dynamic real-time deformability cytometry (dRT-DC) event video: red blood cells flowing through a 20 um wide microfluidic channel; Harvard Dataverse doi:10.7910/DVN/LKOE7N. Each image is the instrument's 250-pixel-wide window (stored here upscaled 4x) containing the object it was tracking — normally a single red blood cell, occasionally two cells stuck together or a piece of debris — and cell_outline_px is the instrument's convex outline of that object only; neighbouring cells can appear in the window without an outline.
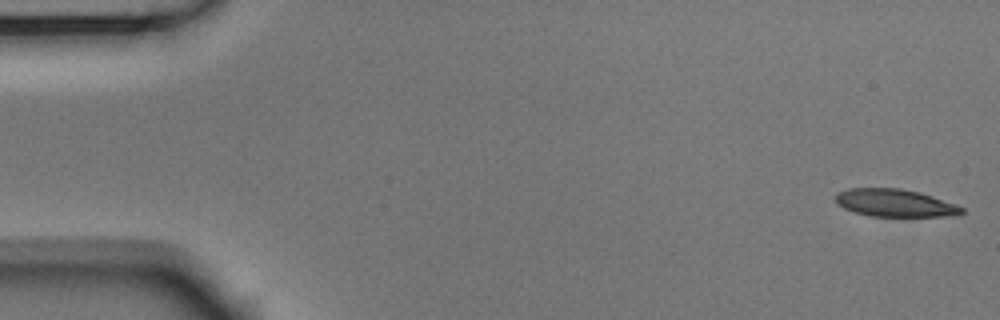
{"species": "Egyptian fruit bat (a non-hibernating species)", "species_latin": "Rousettus aegyptiacus", "temperature_condition": "room temperature", "stored_images_in_passage": 53, "camera_frame_rate_fps": 3000, "um_per_image_px": 0.085, "animal": {"sex": "male"}, "frame": {"image": 1, "passage_image": 1, "time_ms": 0.0, "image_size_px": [1000, 320], "cell_outline_px": [[964, 212], [940, 216], [868, 216], [844, 208], [836, 204], [836, 196], [840, 192], [848, 188], [900, 188], [920, 192], [956, 204], [964, 208]], "centroid_in_image_um": [76.04, 17.24], "position_along_channel_um": 9.0, "area_um2": 20.06}}
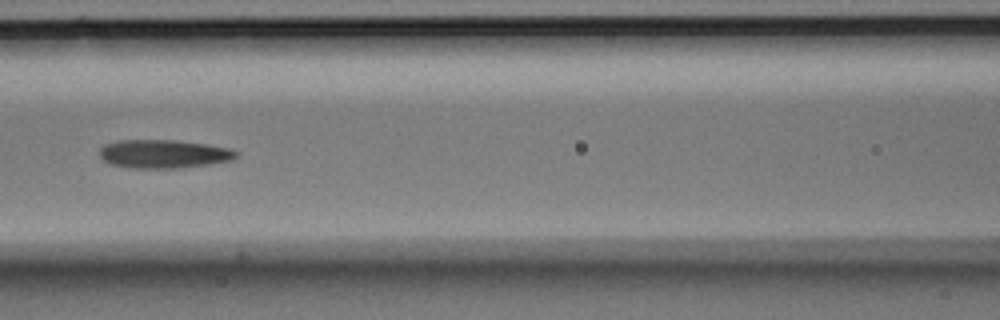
{"frame": {"image": 2, "passage_image": 23, "time_ms": 7.333, "image_size_px": [1000, 320], "cell_outline_px": [[236, 156], [232, 160], [208, 164], [176, 168], [128, 168], [112, 164], [104, 160], [100, 156], [100, 148], [104, 144], [116, 140], [176, 140], [204, 144], [228, 148], [236, 152]], "centroid_in_image_um": [13.85, 13.08], "position_along_channel_um": 152.8, "area_um2": 22.48}}
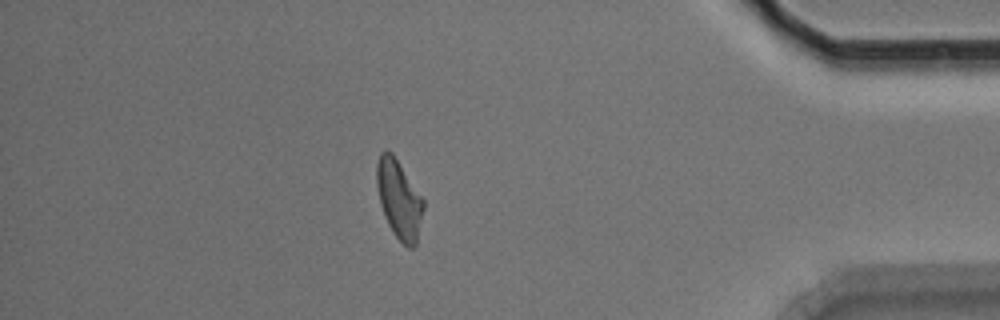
{"frame": {"image": 3, "passage_image": 46, "time_ms": 15.0, "image_size_px": [1000, 320], "cell_outline_px": [[424, 208], [416, 244], [412, 248], [408, 248], [392, 232], [384, 216], [380, 204], [376, 184], [376, 164], [380, 152], [384, 148], [392, 152], [424, 200]], "centroid_in_image_um": [33.9, 16.91], "position_along_channel_um": 401.3, "area_um2": 21.44}, "authors_computed_cell_mechanics": {"area_um2": 21.9062, "velocity_mm_per_s": 3.7619, "shape_relaxation_time_tau1_ms": null, "shape_relaxation_time_tau2_ms": 6.6298, "deformation_change_tau1": null, "deformation_change_tau2": 0.1853}}